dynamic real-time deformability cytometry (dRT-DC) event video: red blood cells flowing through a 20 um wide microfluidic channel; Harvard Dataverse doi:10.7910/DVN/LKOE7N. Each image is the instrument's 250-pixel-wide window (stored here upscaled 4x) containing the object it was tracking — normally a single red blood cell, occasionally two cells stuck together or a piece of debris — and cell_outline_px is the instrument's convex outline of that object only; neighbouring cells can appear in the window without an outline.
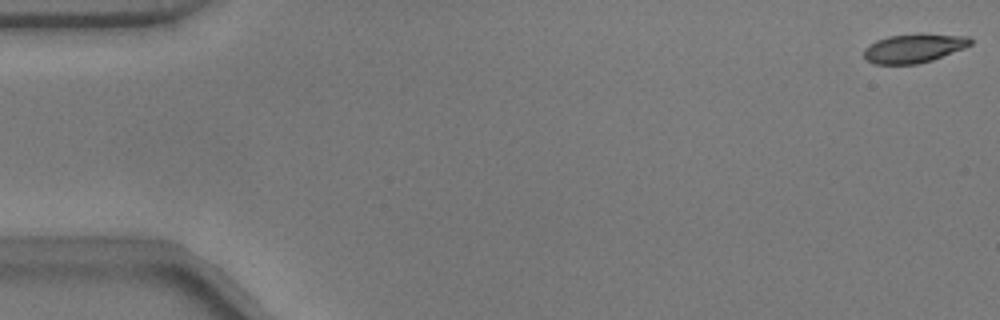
{"species": "common noctule bat (a hibernating species)", "species_latin": "Nyctalus noctula", "temperature_condition": "warm", "stored_images_in_passage": 53, "camera_frame_rate_fps": 3000, "um_per_image_px": 0.085, "animal": {"sex": "male", "body_mass_g": 17.9}, "frame": {"image": 1, "passage_image": 1, "time_ms": 0.0, "image_size_px": [1000, 320], "cell_outline_px": [[972, 44], [964, 48], [932, 60], [916, 64], [876, 64], [868, 60], [864, 56], [864, 48], [868, 44], [876, 40], [888, 36], [920, 32], [968, 36], [972, 40]], "centroid_in_image_um": [77.69, 4.07], "position_along_channel_um": 7.3, "area_um2": 18.26}}
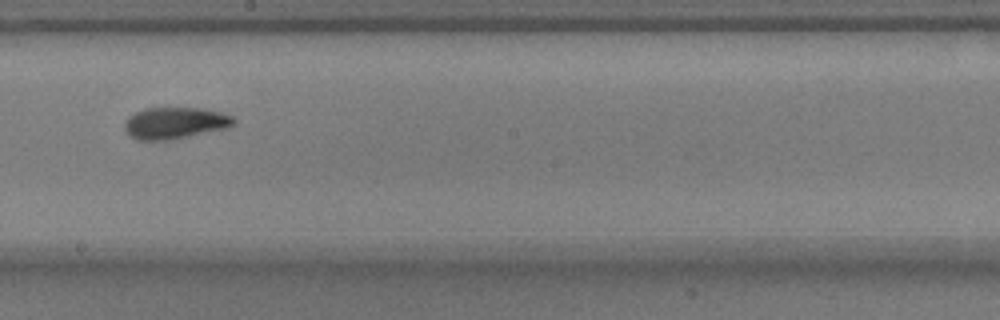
{"frame": {"image": 2, "passage_image": 30, "time_ms": 9.667, "image_size_px": [1000, 320], "cell_outline_px": [[236, 124], [228, 128], [168, 140], [136, 140], [128, 136], [124, 128], [124, 124], [128, 116], [144, 108], [200, 108], [220, 112], [232, 116], [236, 120]], "centroid_in_image_um": [14.85, 10.46], "position_along_channel_um": 233.3, "area_um2": 20.23}}
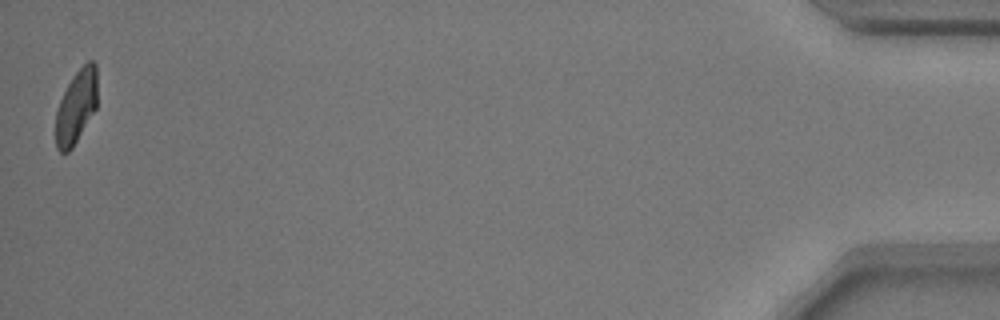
{"frame": {"image": 3, "passage_image": 53, "time_ms": 17.333, "image_size_px": [1000, 320], "cell_outline_px": [[96, 108], [72, 148], [68, 152], [60, 152], [56, 148], [56, 112], [60, 100], [72, 76], [88, 60], [92, 60], [96, 64]], "centroid_in_image_um": [6.47, 9.06], "position_along_channel_um": 428.7, "area_um2": 17.57}, "authors_computed_cell_mechanics": {"area_um2": 19.4786, "velocity_mm_per_s": 3.7771, "shape_relaxation_time_tau1_ms": 4.0584, "shape_relaxation_time_tau2_ms": 1.5617, "deformation_change_tau1": 0.1767, "deformation_change_tau2": 0.0732}}